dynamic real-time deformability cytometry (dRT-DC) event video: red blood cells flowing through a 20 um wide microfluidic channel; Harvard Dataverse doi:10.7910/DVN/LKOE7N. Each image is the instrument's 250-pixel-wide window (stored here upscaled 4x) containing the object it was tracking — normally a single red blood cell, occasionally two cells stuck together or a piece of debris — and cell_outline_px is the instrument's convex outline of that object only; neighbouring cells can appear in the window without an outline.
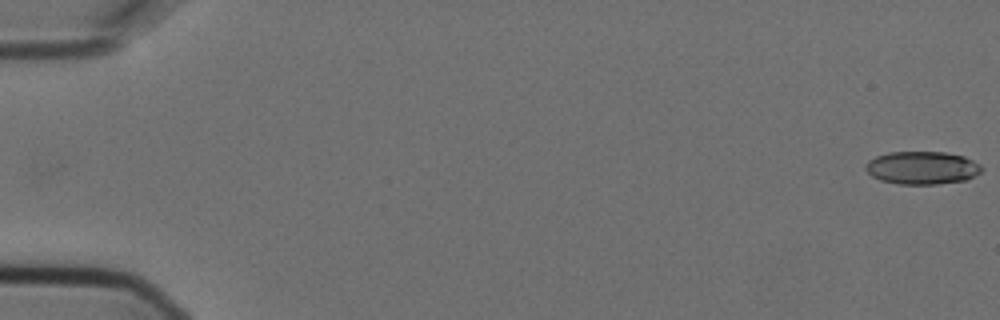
{"species": "Egyptian fruit bat (a non-hibernating species)", "species_latin": "Rousettus aegyptiacus", "temperature_condition": "cold", "stored_images_in_passage": 6, "segment_of_instrument_passage": [1, 2], "camera_frame_rate_fps": 3000, "um_per_image_px": 0.085, "animal": {"sex": "female"}, "frame": {"image": 1, "passage_image": 1, "time_ms": 0.0, "image_size_px": [1000, 320], "cell_outline_px": [[984, 168], [980, 172], [968, 180], [936, 184], [900, 184], [880, 180], [872, 176], [864, 168], [864, 164], [868, 160], [876, 156], [888, 152], [944, 152], [964, 156], [980, 164]], "centroid_in_image_um": [78.37, 14.26], "position_along_channel_um": 6.6, "area_um2": 22.43}}
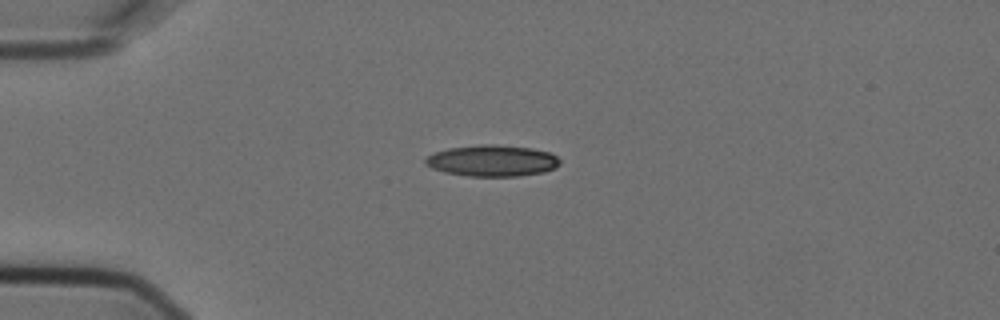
{"frame": {"image": 2, "passage_image": 4, "time_ms": 1.0, "image_size_px": [1000, 320], "cell_outline_px": [[560, 164], [544, 172], [520, 176], [468, 176], [444, 172], [432, 168], [424, 164], [424, 160], [428, 156], [436, 152], [448, 148], [480, 144], [496, 144], [532, 148], [548, 152], [556, 156], [560, 160]], "centroid_in_image_um": [41.82, 13.66], "position_along_channel_um": 43.2, "area_um2": 24.57}}